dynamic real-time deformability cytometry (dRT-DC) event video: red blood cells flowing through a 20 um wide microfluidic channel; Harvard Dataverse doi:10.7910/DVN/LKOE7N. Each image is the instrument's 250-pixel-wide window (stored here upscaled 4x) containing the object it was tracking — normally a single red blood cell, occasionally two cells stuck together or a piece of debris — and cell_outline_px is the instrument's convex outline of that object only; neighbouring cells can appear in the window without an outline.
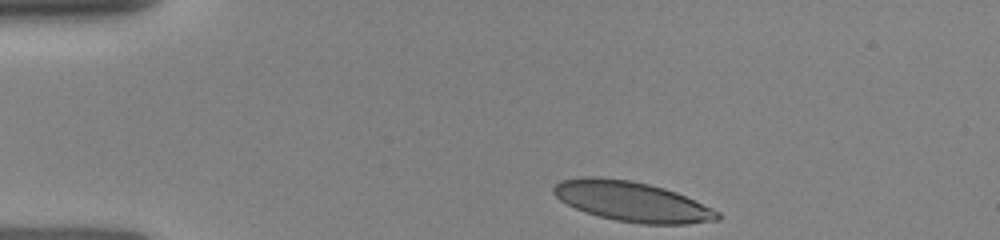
{"species": "human", "species_latin": "Homo sapiens", "temperature_condition": "room temperature", "stored_images_in_passage": 11, "camera_frame_rate_fps": 3000, "um_per_image_px": 0.085, "donor": {"sex": "female"}, "frame": {"image": 1, "passage_image": 1, "time_ms": 0.0, "image_size_px": [1000, 240], "cell_outline_px": [[720, 220], [688, 224], [640, 224], [616, 220], [584, 212], [560, 200], [552, 192], [552, 188], [560, 180], [580, 176], [596, 176], [632, 180], [664, 188], [676, 192], [712, 208], [720, 212]], "centroid_in_image_um": [53.71, 17.12], "position_along_channel_um": 31.3, "area_um2": 38.32}}
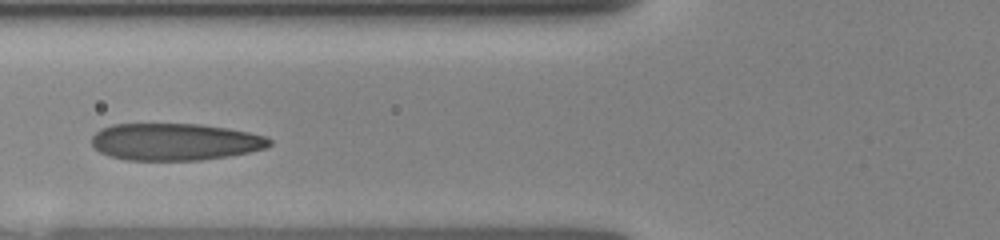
{"frame": {"image": 2, "passage_image": 7, "time_ms": 3.333, "image_size_px": [1000, 240], "cell_outline_px": [[272, 144], [264, 148], [248, 152], [228, 156], [200, 160], [124, 160], [108, 156], [100, 152], [92, 144], [92, 136], [100, 128], [112, 124], [200, 124], [228, 128], [248, 132], [264, 136], [272, 140]], "centroid_in_image_um": [14.84, 12.05], "position_along_channel_um": 111.0, "area_um2": 38.44}}
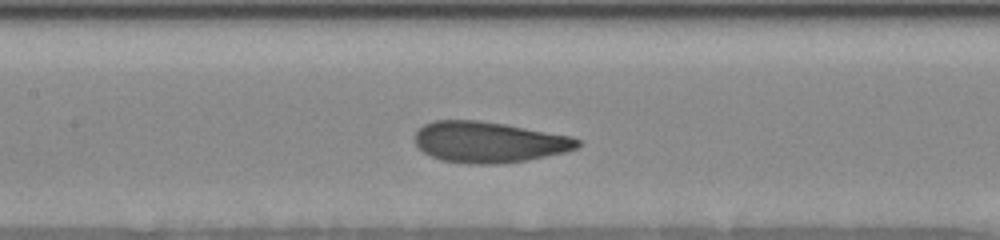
{"frame": {"image": 3, "passage_image": 10, "time_ms": 4.667, "image_size_px": [1000, 240], "cell_outline_px": [[584, 144], [576, 148], [564, 152], [528, 160], [496, 164], [468, 164], [440, 160], [424, 152], [416, 144], [416, 132], [424, 124], [436, 120], [480, 120], [504, 124], [572, 136], [580, 140]], "centroid_in_image_um": [41.58, 12.08], "position_along_channel_um": 165.8, "area_um2": 38.78}}